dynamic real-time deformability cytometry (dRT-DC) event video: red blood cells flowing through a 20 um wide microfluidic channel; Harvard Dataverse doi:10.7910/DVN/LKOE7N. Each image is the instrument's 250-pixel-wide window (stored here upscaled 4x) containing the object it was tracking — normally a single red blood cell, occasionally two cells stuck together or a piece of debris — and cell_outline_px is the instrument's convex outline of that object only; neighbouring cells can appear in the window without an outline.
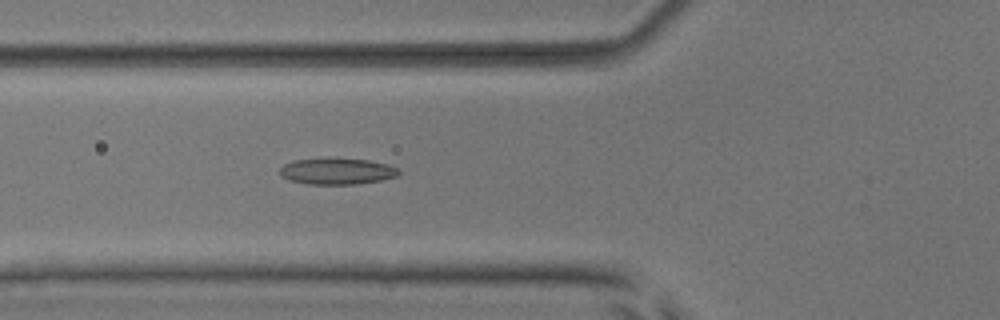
{"species": "common noctule bat (a hibernating species)", "species_latin": "Nyctalus noctula", "temperature_condition": "room temperature", "stored_images_in_passage": 38, "camera_frame_rate_fps": 3000, "um_per_image_px": 0.085, "animal": {"sex": "male", "body_mass_g": 17.9, "forearm_length_mm": 54.2}, "frame": {"image": 1, "passage_image": 5, "time_ms": 1.333, "image_size_px": [1000, 320], "cell_outline_px": [[400, 172], [396, 176], [380, 180], [356, 184], [308, 184], [288, 180], [280, 176], [280, 168], [284, 164], [292, 160], [324, 156], [368, 160], [388, 164], [396, 168]], "centroid_in_image_um": [28.57, 14.52], "position_along_channel_um": 97.2, "area_um2": 18.73}}
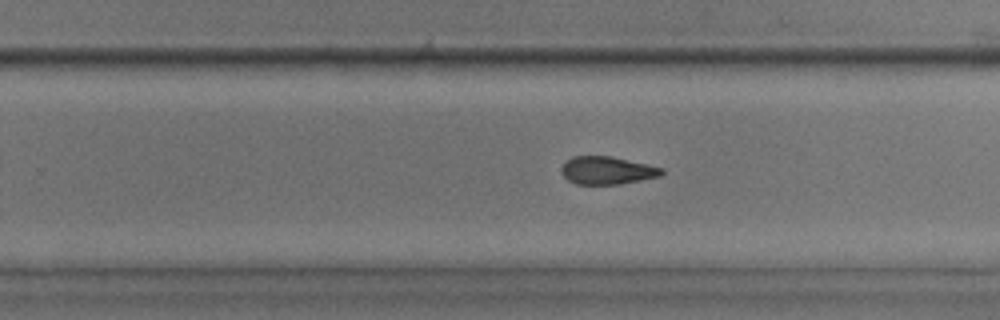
{"frame": {"image": 2, "passage_image": 19, "time_ms": 6.0, "image_size_px": [1000, 320], "cell_outline_px": [[664, 172], [660, 176], [620, 184], [576, 184], [568, 180], [560, 172], [560, 168], [564, 160], [572, 156], [612, 156], [648, 164], [664, 168]], "centroid_in_image_um": [51.57, 14.47], "position_along_channel_um": 278.2, "area_um2": 16.47}}
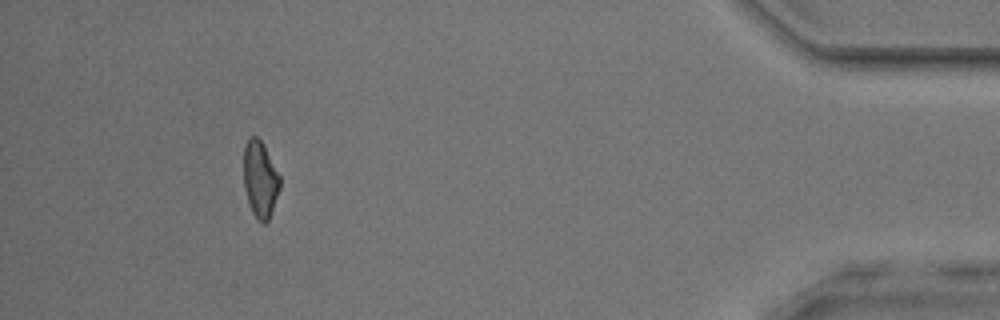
{"frame": {"image": 3, "passage_image": 34, "time_ms": 11.0, "image_size_px": [1000, 320], "cell_outline_px": [[280, 188], [268, 220], [264, 224], [256, 220], [248, 204], [244, 188], [244, 144], [252, 136], [256, 136], [260, 140], [280, 176]], "centroid_in_image_um": [22.09, 15.28], "position_along_channel_um": 413.1, "area_um2": 16.01}, "authors_computed_cell_mechanics": {"area_um2": 16.8198, "velocity_mm_per_s": 3.8919, "shape_relaxation_time_tau1_ms": null, "shape_relaxation_time_tau2_ms": 2.6451, "deformation_change_tau1": null, "deformation_change_tau2": 0.1033}}